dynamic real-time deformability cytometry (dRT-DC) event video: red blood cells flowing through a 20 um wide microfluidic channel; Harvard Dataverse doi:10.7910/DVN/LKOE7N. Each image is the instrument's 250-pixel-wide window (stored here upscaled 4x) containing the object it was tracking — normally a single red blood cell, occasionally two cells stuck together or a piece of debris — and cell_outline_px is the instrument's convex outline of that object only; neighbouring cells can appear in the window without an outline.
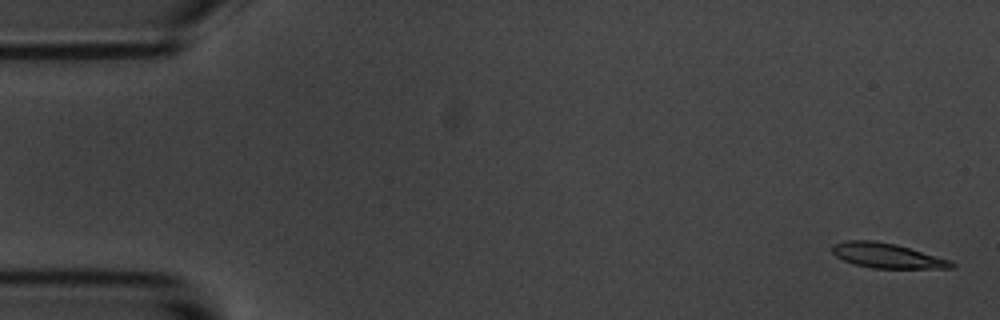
{"species": "common noctule bat (a hibernating species)", "species_latin": "Nyctalus noctula", "temperature_condition": "room temperature", "stored_images_in_passage": 5, "camera_frame_rate_fps": 3000, "um_per_image_px": 0.085, "animal": {"sex": "male", "body_mass_g": 20.1, "forearm_length_mm": 53.5}, "frame": {"image": 1, "passage_image": 1, "time_ms": 0.0, "image_size_px": [1000, 320], "cell_outline_px": [[956, 268], [872, 268], [852, 264], [836, 256], [832, 252], [832, 244], [844, 240], [876, 240], [896, 244], [952, 260], [956, 264]], "centroid_in_image_um": [75.4, 21.72], "position_along_channel_um": 9.6, "area_um2": 17.51}}
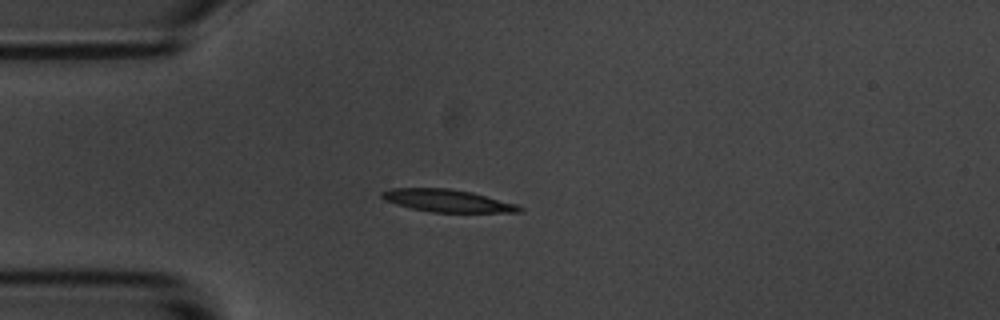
{"frame": {"image": 2, "passage_image": 5, "time_ms": 4.333, "image_size_px": [1000, 320], "cell_outline_px": [[524, 212], [432, 212], [412, 208], [396, 204], [384, 200], [380, 196], [380, 192], [392, 188], [448, 188], [472, 192], [516, 204], [524, 208]], "centroid_in_image_um": [38.02, 17.06], "position_along_channel_um": 47.0, "area_um2": 17.98}}